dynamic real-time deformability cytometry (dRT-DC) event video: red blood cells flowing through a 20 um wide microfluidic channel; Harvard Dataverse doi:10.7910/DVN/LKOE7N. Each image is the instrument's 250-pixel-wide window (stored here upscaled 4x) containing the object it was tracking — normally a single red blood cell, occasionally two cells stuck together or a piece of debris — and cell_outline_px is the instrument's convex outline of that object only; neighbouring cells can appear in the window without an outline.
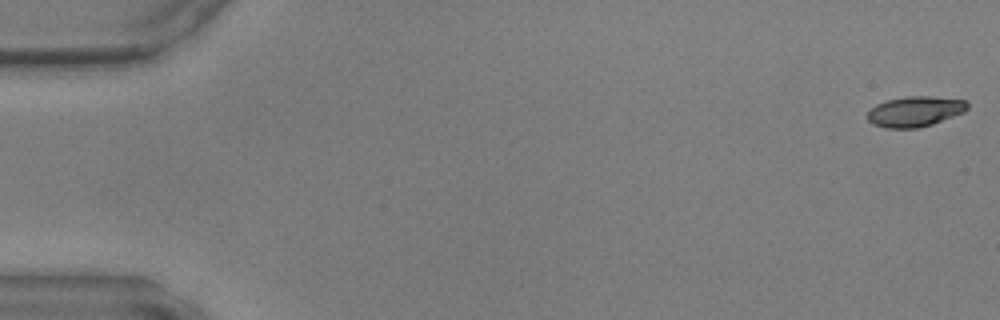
{"species": "common noctule bat (a hibernating species)", "species_latin": "Nyctalus noctula", "temperature_condition": "warm", "stored_images_in_passage": 15, "camera_frame_rate_fps": 3000, "um_per_image_px": 0.085, "animal": {"sex": "male", "body_mass_g": 17.9, "forearm_length_mm": 54.2}, "frame": {"image": 1, "passage_image": 1, "time_ms": 0.0, "image_size_px": [1000, 320], "cell_outline_px": [[968, 108], [964, 112], [932, 124], [916, 128], [884, 128], [872, 124], [868, 120], [868, 112], [876, 104], [884, 100], [908, 96], [932, 96], [964, 100], [968, 104]], "centroid_in_image_um": [77.75, 9.47], "position_along_channel_um": 7.2, "area_um2": 17.69}}
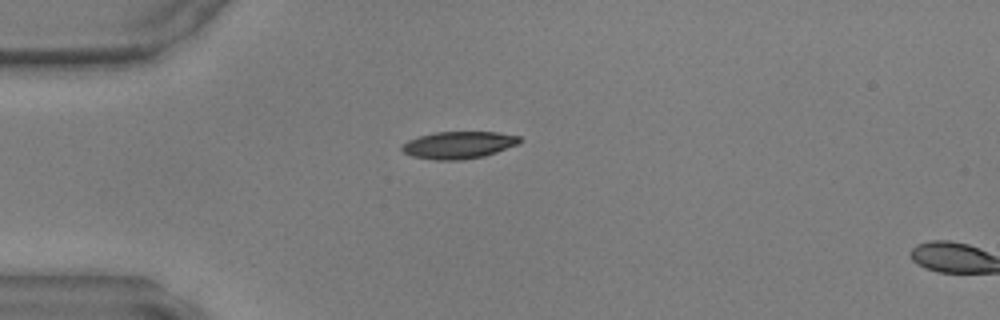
{"frame": {"image": 2, "passage_image": 13, "time_ms": 4.0, "image_size_px": [1000, 320], "cell_outline_px": [[524, 140], [520, 144], [484, 156], [460, 160], [432, 160], [412, 156], [404, 152], [400, 148], [408, 140], [420, 136], [436, 132], [496, 132], [520, 136]], "centroid_in_image_um": [39.02, 12.33], "position_along_channel_um": 46.0, "area_um2": 18.73}}